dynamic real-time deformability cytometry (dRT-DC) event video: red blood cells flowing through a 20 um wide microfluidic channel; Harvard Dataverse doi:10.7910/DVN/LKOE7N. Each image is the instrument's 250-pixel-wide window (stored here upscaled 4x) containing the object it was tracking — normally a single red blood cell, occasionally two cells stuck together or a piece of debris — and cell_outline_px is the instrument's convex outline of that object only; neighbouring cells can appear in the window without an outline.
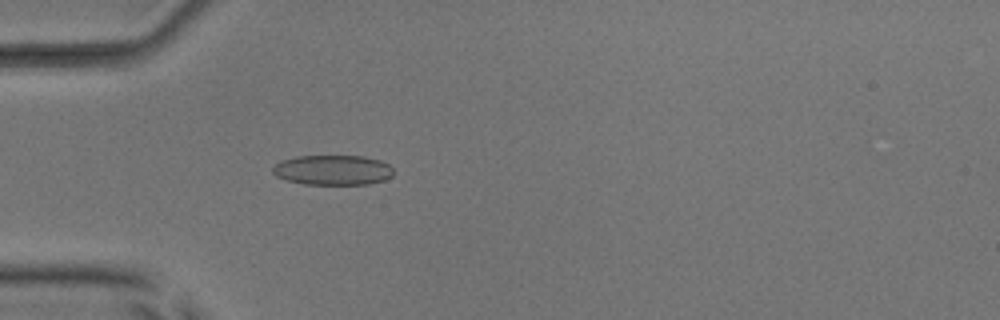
{"species": "common noctule bat (a hibernating species)", "species_latin": "Nyctalus noctula", "temperature_condition": "room temperature", "stored_images_in_passage": 52, "camera_frame_rate_fps": 3000, "um_per_image_px": 0.085, "animal": {"sex": "male", "body_mass_g": 17.9, "forearm_length_mm": 54.2}, "frame": {"image": 1, "passage_image": 16, "time_ms": 5.0, "image_size_px": [1000, 320], "cell_outline_px": [[392, 176], [384, 180], [368, 184], [304, 184], [288, 180], [276, 176], [272, 172], [272, 168], [280, 160], [296, 156], [364, 156], [380, 160], [388, 164], [392, 168]], "centroid_in_image_um": [28.28, 14.45], "position_along_channel_um": 56.7, "area_um2": 21.1}}
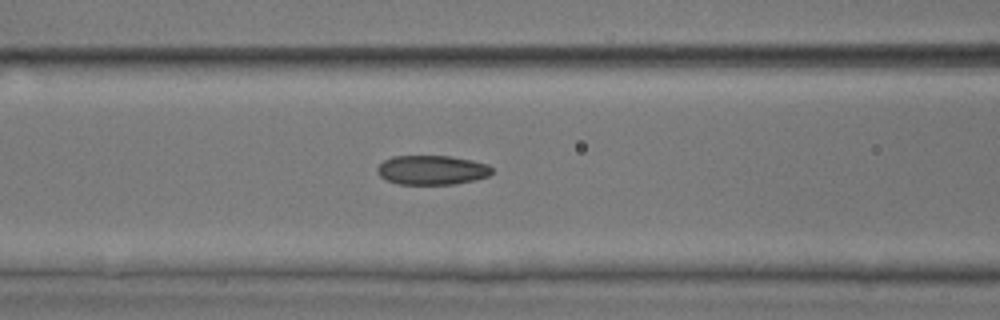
{"frame": {"image": 2, "passage_image": 22, "time_ms": 7.0, "image_size_px": [1000, 320], "cell_outline_px": [[492, 172], [488, 176], [476, 180], [456, 184], [396, 184], [380, 176], [376, 172], [376, 168], [384, 160], [392, 156], [448, 156], [472, 160], [488, 164], [492, 168]], "centroid_in_image_um": [36.71, 14.45], "position_along_channel_um": 129.9, "area_um2": 19.71}}
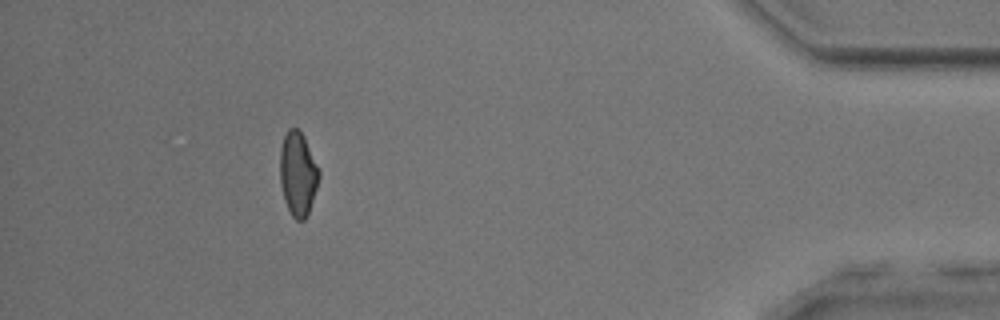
{"frame": {"image": 3, "passage_image": 47, "time_ms": 15.333, "image_size_px": [1000, 320], "cell_outline_px": [[320, 176], [308, 212], [304, 220], [296, 220], [292, 216], [284, 200], [280, 184], [280, 148], [284, 136], [288, 128], [296, 128], [304, 136], [320, 168]], "centroid_in_image_um": [25.32, 14.75], "position_along_channel_um": 409.9, "area_um2": 19.13}, "authors_computed_cell_mechanics": {"area_um2": 19.8543, "velocity_mm_per_s": 4.0065, "shape_relaxation_time_tau1_ms": null, "shape_relaxation_time_tau2_ms": 2.6008, "deformation_change_tau1": null, "deformation_change_tau2": 0.0824}}